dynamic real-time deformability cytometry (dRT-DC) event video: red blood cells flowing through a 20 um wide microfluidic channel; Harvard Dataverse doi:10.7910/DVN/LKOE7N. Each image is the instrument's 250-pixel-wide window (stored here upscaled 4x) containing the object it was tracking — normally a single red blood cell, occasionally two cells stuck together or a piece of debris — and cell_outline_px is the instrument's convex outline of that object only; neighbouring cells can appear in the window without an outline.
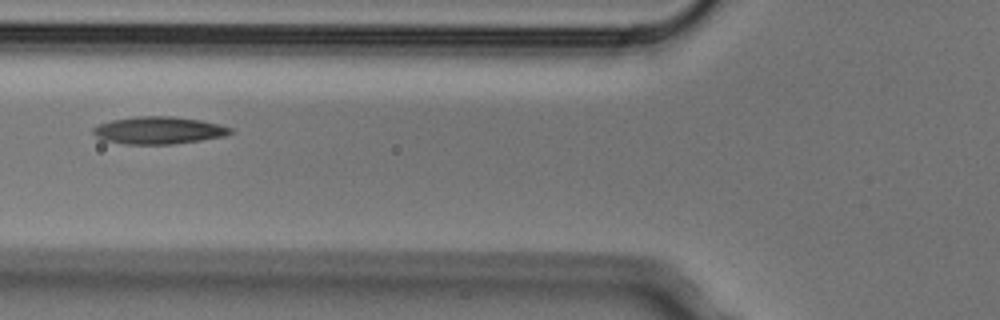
{"species": "Egyptian fruit bat (a non-hibernating species)", "species_latin": "Rousettus aegyptiacus", "temperature_condition": "cold", "stored_images_in_passage": 2, "camera_frame_rate_fps": 3000, "um_per_image_px": 0.085, "animal": {"sex": "male"}, "frame": {"image": 1, "passage_image": 2, "time_ms": 0.333, "image_size_px": [1000, 320], "cell_outline_px": [[236, 132], [224, 136], [200, 140], [172, 144], [124, 144], [104, 140], [96, 136], [92, 132], [92, 128], [100, 124], [112, 120], [136, 116], [172, 116], [200, 120], [220, 124], [232, 128]], "centroid_in_image_um": [13.51, 11.07], "position_along_channel_um": 112.3, "area_um2": 21.91}}